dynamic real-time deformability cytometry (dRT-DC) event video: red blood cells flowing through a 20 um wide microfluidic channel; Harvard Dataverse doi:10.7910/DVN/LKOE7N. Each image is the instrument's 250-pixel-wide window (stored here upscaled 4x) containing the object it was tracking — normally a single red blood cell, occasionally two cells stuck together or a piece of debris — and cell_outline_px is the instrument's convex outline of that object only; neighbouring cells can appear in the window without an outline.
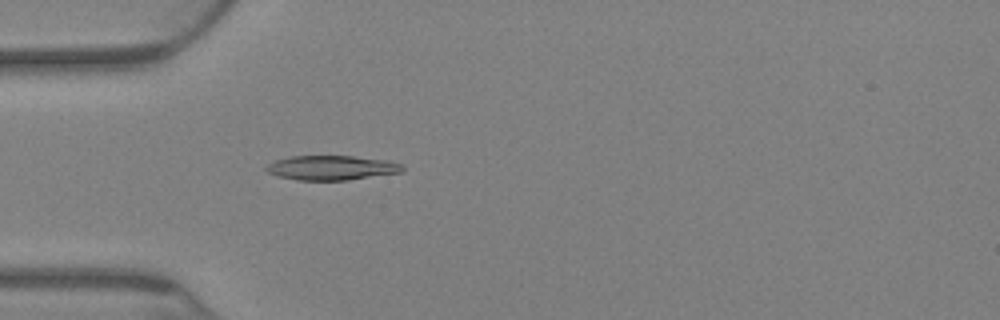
{"species": "Egyptian fruit bat (a non-hibernating species)", "species_latin": "Rousettus aegyptiacus", "temperature_condition": "warm", "stored_images_in_passage": 76, "camera_frame_rate_fps": 3000, "um_per_image_px": 0.085, "animal": {"sex": "female"}, "frame": {"image": 1, "passage_image": 24, "time_ms": 7.667, "image_size_px": [1000, 320], "cell_outline_px": [[404, 168], [400, 172], [348, 180], [300, 180], [276, 176], [268, 172], [264, 168], [268, 164], [276, 160], [288, 156], [352, 156], [388, 160], [400, 164]], "centroid_in_image_um": [28.14, 14.25], "position_along_channel_um": 56.9, "area_um2": 19.36}}
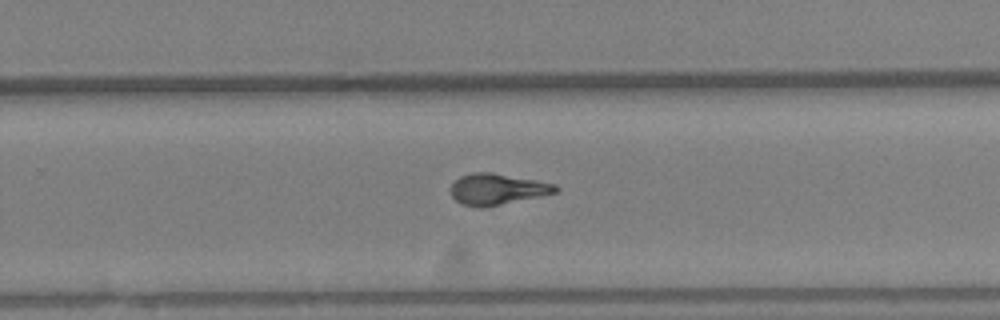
{"frame": {"image": 2, "passage_image": 50, "time_ms": 16.333, "image_size_px": [1000, 320], "cell_outline_px": [[560, 188], [556, 192], [500, 204], [480, 208], [460, 204], [452, 196], [452, 184], [460, 176], [472, 172], [492, 172], [536, 180], [556, 184]], "centroid_in_image_um": [42.24, 16.06], "position_along_channel_um": 287.6, "area_um2": 18.73}}
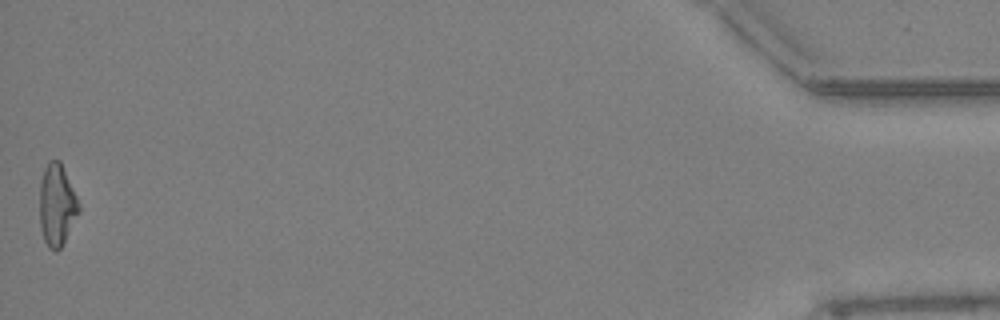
{"frame": {"image": 3, "passage_image": 76, "time_ms": 25.0, "image_size_px": [1000, 320], "cell_outline_px": [[80, 212], [60, 248], [56, 252], [48, 248], [44, 240], [40, 224], [40, 180], [44, 168], [48, 160], [60, 160], [80, 204]], "centroid_in_image_um": [4.83, 17.41], "position_along_channel_um": 430.4, "area_um2": 18.73}, "authors_computed_cell_mechanics": {"area_um2": 18.7272, "velocity_mm_per_s": 2.7345, "shape_relaxation_time_tau1_ms": 8.4688, "shape_relaxation_time_tau2_ms": 2.1794, "deformation_change_tau1": 0.2211, "deformation_change_tau2": 0.0746}}